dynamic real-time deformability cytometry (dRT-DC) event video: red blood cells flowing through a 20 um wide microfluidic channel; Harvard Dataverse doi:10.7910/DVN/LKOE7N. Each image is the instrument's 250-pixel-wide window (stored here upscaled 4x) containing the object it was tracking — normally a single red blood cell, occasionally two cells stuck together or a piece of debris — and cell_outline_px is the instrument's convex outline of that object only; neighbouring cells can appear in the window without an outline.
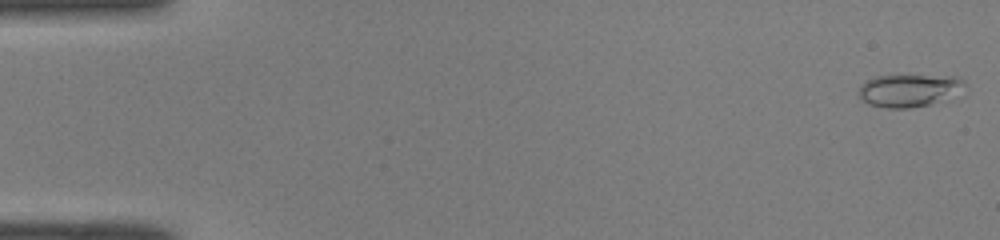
{"species": "common noctule bat (a hibernating species)", "species_latin": "Nyctalus noctula", "temperature_condition": "room temperature", "stored_images_in_passage": 50, "camera_frame_rate_fps": 3000, "um_per_image_px": 0.085, "animal": {"sex": "male", "body_mass_g": 19.0, "forearm_length_mm": 50.8}, "frame": {"image": 1, "passage_image": 1, "time_ms": 0.0, "image_size_px": [1000, 240], "cell_outline_px": [[968, 88], [928, 104], [912, 108], [888, 108], [868, 104], [860, 96], [860, 88], [868, 80], [876, 76], [956, 76], [964, 80]], "centroid_in_image_um": [77.3, 7.68], "position_along_channel_um": 7.7, "area_um2": 19.59}}
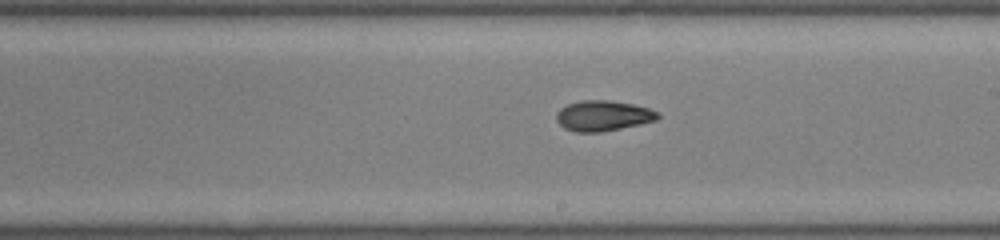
{"frame": {"image": 2, "passage_image": 29, "time_ms": 9.333, "image_size_px": [1000, 240], "cell_outline_px": [[660, 116], [656, 120], [640, 124], [600, 132], [576, 132], [564, 128], [556, 120], [556, 112], [560, 108], [568, 104], [580, 100], [608, 100], [632, 104], [648, 108], [660, 112]], "centroid_in_image_um": [51.25, 9.83], "position_along_channel_um": 237.8, "area_um2": 17.98}}
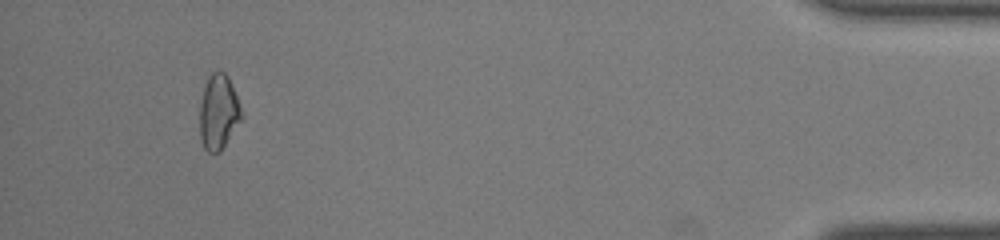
{"frame": {"image": 3, "passage_image": 47, "time_ms": 15.333, "image_size_px": [1000, 240], "cell_outline_px": [[244, 116], [220, 152], [208, 152], [204, 148], [200, 140], [200, 104], [204, 88], [208, 76], [212, 72], [224, 72], [228, 76], [240, 104]], "centroid_in_image_um": [18.58, 9.54], "position_along_channel_um": 416.6, "area_um2": 18.26}, "authors_computed_cell_mechanics": {"area_um2": 18.0047, "velocity_mm_per_s": 4.0917, "shape_relaxation_time_tau1_ms": null, "shape_relaxation_time_tau2_ms": 2.7118, "deformation_change_tau1": null, "deformation_change_tau2": 0.0709}}